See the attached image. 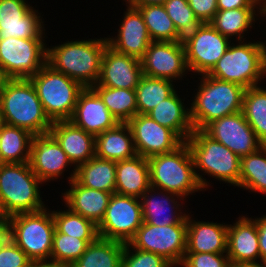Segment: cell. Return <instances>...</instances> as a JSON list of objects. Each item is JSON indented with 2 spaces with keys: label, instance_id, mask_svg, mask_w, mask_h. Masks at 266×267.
I'll return each mask as SVG.
<instances>
[{
  "label": "cell",
  "instance_id": "obj_18",
  "mask_svg": "<svg viewBox=\"0 0 266 267\" xmlns=\"http://www.w3.org/2000/svg\"><path fill=\"white\" fill-rule=\"evenodd\" d=\"M70 164L67 154L50 133L32 136L29 165L42 182L57 179Z\"/></svg>",
  "mask_w": 266,
  "mask_h": 267
},
{
  "label": "cell",
  "instance_id": "obj_51",
  "mask_svg": "<svg viewBox=\"0 0 266 267\" xmlns=\"http://www.w3.org/2000/svg\"><path fill=\"white\" fill-rule=\"evenodd\" d=\"M8 237V226L7 223L0 224V245Z\"/></svg>",
  "mask_w": 266,
  "mask_h": 267
},
{
  "label": "cell",
  "instance_id": "obj_40",
  "mask_svg": "<svg viewBox=\"0 0 266 267\" xmlns=\"http://www.w3.org/2000/svg\"><path fill=\"white\" fill-rule=\"evenodd\" d=\"M95 240H83L59 233L56 229L53 234L51 258L63 267L73 265L86 251L87 246Z\"/></svg>",
  "mask_w": 266,
  "mask_h": 267
},
{
  "label": "cell",
  "instance_id": "obj_27",
  "mask_svg": "<svg viewBox=\"0 0 266 267\" xmlns=\"http://www.w3.org/2000/svg\"><path fill=\"white\" fill-rule=\"evenodd\" d=\"M150 187L148 158L136 155L116 162V194L140 198Z\"/></svg>",
  "mask_w": 266,
  "mask_h": 267
},
{
  "label": "cell",
  "instance_id": "obj_14",
  "mask_svg": "<svg viewBox=\"0 0 266 267\" xmlns=\"http://www.w3.org/2000/svg\"><path fill=\"white\" fill-rule=\"evenodd\" d=\"M137 155L149 158L175 151L184 141L171 129L148 114H136L128 123Z\"/></svg>",
  "mask_w": 266,
  "mask_h": 267
},
{
  "label": "cell",
  "instance_id": "obj_37",
  "mask_svg": "<svg viewBox=\"0 0 266 267\" xmlns=\"http://www.w3.org/2000/svg\"><path fill=\"white\" fill-rule=\"evenodd\" d=\"M238 187L266 194V145L241 157Z\"/></svg>",
  "mask_w": 266,
  "mask_h": 267
},
{
  "label": "cell",
  "instance_id": "obj_36",
  "mask_svg": "<svg viewBox=\"0 0 266 267\" xmlns=\"http://www.w3.org/2000/svg\"><path fill=\"white\" fill-rule=\"evenodd\" d=\"M255 8H235L230 10H218L209 22L218 32L227 38L238 36L242 41L244 32L252 27L255 21ZM242 35V36H241Z\"/></svg>",
  "mask_w": 266,
  "mask_h": 267
},
{
  "label": "cell",
  "instance_id": "obj_9",
  "mask_svg": "<svg viewBox=\"0 0 266 267\" xmlns=\"http://www.w3.org/2000/svg\"><path fill=\"white\" fill-rule=\"evenodd\" d=\"M185 142L190 149L195 169L205 171L204 173L225 183L239 185L241 158L238 155L204 130H194Z\"/></svg>",
  "mask_w": 266,
  "mask_h": 267
},
{
  "label": "cell",
  "instance_id": "obj_46",
  "mask_svg": "<svg viewBox=\"0 0 266 267\" xmlns=\"http://www.w3.org/2000/svg\"><path fill=\"white\" fill-rule=\"evenodd\" d=\"M256 0H217L218 10H230L235 8H259Z\"/></svg>",
  "mask_w": 266,
  "mask_h": 267
},
{
  "label": "cell",
  "instance_id": "obj_1",
  "mask_svg": "<svg viewBox=\"0 0 266 267\" xmlns=\"http://www.w3.org/2000/svg\"><path fill=\"white\" fill-rule=\"evenodd\" d=\"M150 186L187 197L192 192L205 189L209 183L194 168L190 149L184 142L175 151L148 158ZM208 183V184H207Z\"/></svg>",
  "mask_w": 266,
  "mask_h": 267
},
{
  "label": "cell",
  "instance_id": "obj_32",
  "mask_svg": "<svg viewBox=\"0 0 266 267\" xmlns=\"http://www.w3.org/2000/svg\"><path fill=\"white\" fill-rule=\"evenodd\" d=\"M32 136L25 129L4 124L0 130L1 164L29 162Z\"/></svg>",
  "mask_w": 266,
  "mask_h": 267
},
{
  "label": "cell",
  "instance_id": "obj_11",
  "mask_svg": "<svg viewBox=\"0 0 266 267\" xmlns=\"http://www.w3.org/2000/svg\"><path fill=\"white\" fill-rule=\"evenodd\" d=\"M187 224L155 226L143 222L129 244L156 253L173 266H180L186 253Z\"/></svg>",
  "mask_w": 266,
  "mask_h": 267
},
{
  "label": "cell",
  "instance_id": "obj_42",
  "mask_svg": "<svg viewBox=\"0 0 266 267\" xmlns=\"http://www.w3.org/2000/svg\"><path fill=\"white\" fill-rule=\"evenodd\" d=\"M129 247L133 248L134 253L129 250ZM121 267H173V265L156 253L136 249L126 243L122 253Z\"/></svg>",
  "mask_w": 266,
  "mask_h": 267
},
{
  "label": "cell",
  "instance_id": "obj_48",
  "mask_svg": "<svg viewBox=\"0 0 266 267\" xmlns=\"http://www.w3.org/2000/svg\"><path fill=\"white\" fill-rule=\"evenodd\" d=\"M26 267H63L53 260H31Z\"/></svg>",
  "mask_w": 266,
  "mask_h": 267
},
{
  "label": "cell",
  "instance_id": "obj_13",
  "mask_svg": "<svg viewBox=\"0 0 266 267\" xmlns=\"http://www.w3.org/2000/svg\"><path fill=\"white\" fill-rule=\"evenodd\" d=\"M139 198L113 193L103 220L97 226L98 236L129 243L143 223Z\"/></svg>",
  "mask_w": 266,
  "mask_h": 267
},
{
  "label": "cell",
  "instance_id": "obj_47",
  "mask_svg": "<svg viewBox=\"0 0 266 267\" xmlns=\"http://www.w3.org/2000/svg\"><path fill=\"white\" fill-rule=\"evenodd\" d=\"M257 224L259 249H260V263L266 264V215L263 217L255 218Z\"/></svg>",
  "mask_w": 266,
  "mask_h": 267
},
{
  "label": "cell",
  "instance_id": "obj_8",
  "mask_svg": "<svg viewBox=\"0 0 266 267\" xmlns=\"http://www.w3.org/2000/svg\"><path fill=\"white\" fill-rule=\"evenodd\" d=\"M7 226L9 238L31 260H50L55 222L47 208L10 216Z\"/></svg>",
  "mask_w": 266,
  "mask_h": 267
},
{
  "label": "cell",
  "instance_id": "obj_21",
  "mask_svg": "<svg viewBox=\"0 0 266 267\" xmlns=\"http://www.w3.org/2000/svg\"><path fill=\"white\" fill-rule=\"evenodd\" d=\"M107 41L108 46L118 53L133 56L139 60L143 57L152 40L138 8L128 5L117 37L107 38Z\"/></svg>",
  "mask_w": 266,
  "mask_h": 267
},
{
  "label": "cell",
  "instance_id": "obj_44",
  "mask_svg": "<svg viewBox=\"0 0 266 267\" xmlns=\"http://www.w3.org/2000/svg\"><path fill=\"white\" fill-rule=\"evenodd\" d=\"M30 261L9 236L0 245V267H26Z\"/></svg>",
  "mask_w": 266,
  "mask_h": 267
},
{
  "label": "cell",
  "instance_id": "obj_24",
  "mask_svg": "<svg viewBox=\"0 0 266 267\" xmlns=\"http://www.w3.org/2000/svg\"><path fill=\"white\" fill-rule=\"evenodd\" d=\"M70 185L71 188L63 195L67 207L98 226L104 218L113 193L84 187L75 179L70 181Z\"/></svg>",
  "mask_w": 266,
  "mask_h": 267
},
{
  "label": "cell",
  "instance_id": "obj_52",
  "mask_svg": "<svg viewBox=\"0 0 266 267\" xmlns=\"http://www.w3.org/2000/svg\"><path fill=\"white\" fill-rule=\"evenodd\" d=\"M230 267H266V264L264 263H255V264H249V263H231Z\"/></svg>",
  "mask_w": 266,
  "mask_h": 267
},
{
  "label": "cell",
  "instance_id": "obj_45",
  "mask_svg": "<svg viewBox=\"0 0 266 267\" xmlns=\"http://www.w3.org/2000/svg\"><path fill=\"white\" fill-rule=\"evenodd\" d=\"M188 4L200 23H209L218 11L217 0H188Z\"/></svg>",
  "mask_w": 266,
  "mask_h": 267
},
{
  "label": "cell",
  "instance_id": "obj_41",
  "mask_svg": "<svg viewBox=\"0 0 266 267\" xmlns=\"http://www.w3.org/2000/svg\"><path fill=\"white\" fill-rule=\"evenodd\" d=\"M163 5L182 38L193 32L200 24L188 0H167Z\"/></svg>",
  "mask_w": 266,
  "mask_h": 267
},
{
  "label": "cell",
  "instance_id": "obj_26",
  "mask_svg": "<svg viewBox=\"0 0 266 267\" xmlns=\"http://www.w3.org/2000/svg\"><path fill=\"white\" fill-rule=\"evenodd\" d=\"M154 190L156 191V189L153 187L148 188L139 198L141 202L143 222L155 226H167L170 224H187L186 213L183 214L182 212H180V208H178V206H180L181 204H179V202L177 204V201H175L176 199H173L175 196L177 198H179L180 196L172 192L164 191L165 193L161 196V198H158L159 196L158 194L156 196ZM149 193L151 194L149 195ZM172 209H176L177 211H179V213L176 210L173 212ZM167 210L169 211L166 212Z\"/></svg>",
  "mask_w": 266,
  "mask_h": 267
},
{
  "label": "cell",
  "instance_id": "obj_38",
  "mask_svg": "<svg viewBox=\"0 0 266 267\" xmlns=\"http://www.w3.org/2000/svg\"><path fill=\"white\" fill-rule=\"evenodd\" d=\"M242 112L256 137L266 145V90L265 87L247 88L243 96Z\"/></svg>",
  "mask_w": 266,
  "mask_h": 267
},
{
  "label": "cell",
  "instance_id": "obj_39",
  "mask_svg": "<svg viewBox=\"0 0 266 267\" xmlns=\"http://www.w3.org/2000/svg\"><path fill=\"white\" fill-rule=\"evenodd\" d=\"M55 229L72 237L83 240H96L98 236L97 226L82 215L66 211H53Z\"/></svg>",
  "mask_w": 266,
  "mask_h": 267
},
{
  "label": "cell",
  "instance_id": "obj_20",
  "mask_svg": "<svg viewBox=\"0 0 266 267\" xmlns=\"http://www.w3.org/2000/svg\"><path fill=\"white\" fill-rule=\"evenodd\" d=\"M70 121L94 136L118 124L100 96L91 87L84 88L79 93Z\"/></svg>",
  "mask_w": 266,
  "mask_h": 267
},
{
  "label": "cell",
  "instance_id": "obj_34",
  "mask_svg": "<svg viewBox=\"0 0 266 267\" xmlns=\"http://www.w3.org/2000/svg\"><path fill=\"white\" fill-rule=\"evenodd\" d=\"M141 12L152 41H182L163 4L137 7Z\"/></svg>",
  "mask_w": 266,
  "mask_h": 267
},
{
  "label": "cell",
  "instance_id": "obj_4",
  "mask_svg": "<svg viewBox=\"0 0 266 267\" xmlns=\"http://www.w3.org/2000/svg\"><path fill=\"white\" fill-rule=\"evenodd\" d=\"M198 87L190 107V117L194 130H204L210 123L224 116L242 111L243 86L216 79L208 74Z\"/></svg>",
  "mask_w": 266,
  "mask_h": 267
},
{
  "label": "cell",
  "instance_id": "obj_15",
  "mask_svg": "<svg viewBox=\"0 0 266 267\" xmlns=\"http://www.w3.org/2000/svg\"><path fill=\"white\" fill-rule=\"evenodd\" d=\"M140 62L143 75L151 78L173 81L189 71L182 41H152Z\"/></svg>",
  "mask_w": 266,
  "mask_h": 267
},
{
  "label": "cell",
  "instance_id": "obj_22",
  "mask_svg": "<svg viewBox=\"0 0 266 267\" xmlns=\"http://www.w3.org/2000/svg\"><path fill=\"white\" fill-rule=\"evenodd\" d=\"M226 254L230 263H258L257 259L261 258L259 238L252 218L242 216L234 225H228Z\"/></svg>",
  "mask_w": 266,
  "mask_h": 267
},
{
  "label": "cell",
  "instance_id": "obj_3",
  "mask_svg": "<svg viewBox=\"0 0 266 267\" xmlns=\"http://www.w3.org/2000/svg\"><path fill=\"white\" fill-rule=\"evenodd\" d=\"M4 123L29 131L49 133L53 122L46 115L30 79H10L0 92Z\"/></svg>",
  "mask_w": 266,
  "mask_h": 267
},
{
  "label": "cell",
  "instance_id": "obj_12",
  "mask_svg": "<svg viewBox=\"0 0 266 267\" xmlns=\"http://www.w3.org/2000/svg\"><path fill=\"white\" fill-rule=\"evenodd\" d=\"M228 40L210 23H200L182 38L189 71L208 74L228 49Z\"/></svg>",
  "mask_w": 266,
  "mask_h": 267
},
{
  "label": "cell",
  "instance_id": "obj_55",
  "mask_svg": "<svg viewBox=\"0 0 266 267\" xmlns=\"http://www.w3.org/2000/svg\"><path fill=\"white\" fill-rule=\"evenodd\" d=\"M4 124L5 123H4V119H3V113H2L1 105H0V130L3 127Z\"/></svg>",
  "mask_w": 266,
  "mask_h": 267
},
{
  "label": "cell",
  "instance_id": "obj_25",
  "mask_svg": "<svg viewBox=\"0 0 266 267\" xmlns=\"http://www.w3.org/2000/svg\"><path fill=\"white\" fill-rule=\"evenodd\" d=\"M190 219L187 214L186 253H227L228 225Z\"/></svg>",
  "mask_w": 266,
  "mask_h": 267
},
{
  "label": "cell",
  "instance_id": "obj_43",
  "mask_svg": "<svg viewBox=\"0 0 266 267\" xmlns=\"http://www.w3.org/2000/svg\"><path fill=\"white\" fill-rule=\"evenodd\" d=\"M228 255L223 253H185L183 267H230Z\"/></svg>",
  "mask_w": 266,
  "mask_h": 267
},
{
  "label": "cell",
  "instance_id": "obj_19",
  "mask_svg": "<svg viewBox=\"0 0 266 267\" xmlns=\"http://www.w3.org/2000/svg\"><path fill=\"white\" fill-rule=\"evenodd\" d=\"M142 76L138 58L118 53L107 46L102 57L100 76L95 85L135 90Z\"/></svg>",
  "mask_w": 266,
  "mask_h": 267
},
{
  "label": "cell",
  "instance_id": "obj_49",
  "mask_svg": "<svg viewBox=\"0 0 266 267\" xmlns=\"http://www.w3.org/2000/svg\"><path fill=\"white\" fill-rule=\"evenodd\" d=\"M167 0H127L129 6L138 7L151 4H164Z\"/></svg>",
  "mask_w": 266,
  "mask_h": 267
},
{
  "label": "cell",
  "instance_id": "obj_10",
  "mask_svg": "<svg viewBox=\"0 0 266 267\" xmlns=\"http://www.w3.org/2000/svg\"><path fill=\"white\" fill-rule=\"evenodd\" d=\"M43 38L0 39V65L11 79H29L47 63Z\"/></svg>",
  "mask_w": 266,
  "mask_h": 267
},
{
  "label": "cell",
  "instance_id": "obj_6",
  "mask_svg": "<svg viewBox=\"0 0 266 267\" xmlns=\"http://www.w3.org/2000/svg\"><path fill=\"white\" fill-rule=\"evenodd\" d=\"M265 44L258 41L229 45L208 75L239 84L246 89L257 86L264 75L266 76Z\"/></svg>",
  "mask_w": 266,
  "mask_h": 267
},
{
  "label": "cell",
  "instance_id": "obj_17",
  "mask_svg": "<svg viewBox=\"0 0 266 267\" xmlns=\"http://www.w3.org/2000/svg\"><path fill=\"white\" fill-rule=\"evenodd\" d=\"M37 13L25 0H0V39L43 38L44 24Z\"/></svg>",
  "mask_w": 266,
  "mask_h": 267
},
{
  "label": "cell",
  "instance_id": "obj_28",
  "mask_svg": "<svg viewBox=\"0 0 266 267\" xmlns=\"http://www.w3.org/2000/svg\"><path fill=\"white\" fill-rule=\"evenodd\" d=\"M136 155L132 132L127 123H118L114 128L95 136V156L99 158L118 162Z\"/></svg>",
  "mask_w": 266,
  "mask_h": 267
},
{
  "label": "cell",
  "instance_id": "obj_29",
  "mask_svg": "<svg viewBox=\"0 0 266 267\" xmlns=\"http://www.w3.org/2000/svg\"><path fill=\"white\" fill-rule=\"evenodd\" d=\"M69 182L75 179L80 185L99 191L115 193L116 162L94 156L74 168Z\"/></svg>",
  "mask_w": 266,
  "mask_h": 267
},
{
  "label": "cell",
  "instance_id": "obj_53",
  "mask_svg": "<svg viewBox=\"0 0 266 267\" xmlns=\"http://www.w3.org/2000/svg\"><path fill=\"white\" fill-rule=\"evenodd\" d=\"M7 221L8 217L6 216L5 209L0 198V224L7 223Z\"/></svg>",
  "mask_w": 266,
  "mask_h": 267
},
{
  "label": "cell",
  "instance_id": "obj_16",
  "mask_svg": "<svg viewBox=\"0 0 266 267\" xmlns=\"http://www.w3.org/2000/svg\"><path fill=\"white\" fill-rule=\"evenodd\" d=\"M204 131L240 158L263 146L242 111L213 121Z\"/></svg>",
  "mask_w": 266,
  "mask_h": 267
},
{
  "label": "cell",
  "instance_id": "obj_2",
  "mask_svg": "<svg viewBox=\"0 0 266 267\" xmlns=\"http://www.w3.org/2000/svg\"><path fill=\"white\" fill-rule=\"evenodd\" d=\"M107 38L68 41L47 48V63L55 70L78 81L84 88L98 82Z\"/></svg>",
  "mask_w": 266,
  "mask_h": 267
},
{
  "label": "cell",
  "instance_id": "obj_31",
  "mask_svg": "<svg viewBox=\"0 0 266 267\" xmlns=\"http://www.w3.org/2000/svg\"><path fill=\"white\" fill-rule=\"evenodd\" d=\"M125 243L98 237L70 267H121Z\"/></svg>",
  "mask_w": 266,
  "mask_h": 267
},
{
  "label": "cell",
  "instance_id": "obj_5",
  "mask_svg": "<svg viewBox=\"0 0 266 267\" xmlns=\"http://www.w3.org/2000/svg\"><path fill=\"white\" fill-rule=\"evenodd\" d=\"M43 184L29 162L0 164V198L6 216L44 209L39 192Z\"/></svg>",
  "mask_w": 266,
  "mask_h": 267
},
{
  "label": "cell",
  "instance_id": "obj_35",
  "mask_svg": "<svg viewBox=\"0 0 266 267\" xmlns=\"http://www.w3.org/2000/svg\"><path fill=\"white\" fill-rule=\"evenodd\" d=\"M173 81L143 75L135 88L137 114H148L174 92Z\"/></svg>",
  "mask_w": 266,
  "mask_h": 267
},
{
  "label": "cell",
  "instance_id": "obj_7",
  "mask_svg": "<svg viewBox=\"0 0 266 267\" xmlns=\"http://www.w3.org/2000/svg\"><path fill=\"white\" fill-rule=\"evenodd\" d=\"M29 79L52 122L71 119L78 95L84 89L78 81L55 70L48 63Z\"/></svg>",
  "mask_w": 266,
  "mask_h": 267
},
{
  "label": "cell",
  "instance_id": "obj_54",
  "mask_svg": "<svg viewBox=\"0 0 266 267\" xmlns=\"http://www.w3.org/2000/svg\"><path fill=\"white\" fill-rule=\"evenodd\" d=\"M261 3L263 4V5H261ZM258 6H260V8H259V14H261V17L264 15H266V0H260L259 2H258ZM263 14V15H262ZM266 17V16H265Z\"/></svg>",
  "mask_w": 266,
  "mask_h": 267
},
{
  "label": "cell",
  "instance_id": "obj_50",
  "mask_svg": "<svg viewBox=\"0 0 266 267\" xmlns=\"http://www.w3.org/2000/svg\"><path fill=\"white\" fill-rule=\"evenodd\" d=\"M11 78L6 74L4 68L0 65V92L6 86Z\"/></svg>",
  "mask_w": 266,
  "mask_h": 267
},
{
  "label": "cell",
  "instance_id": "obj_30",
  "mask_svg": "<svg viewBox=\"0 0 266 267\" xmlns=\"http://www.w3.org/2000/svg\"><path fill=\"white\" fill-rule=\"evenodd\" d=\"M148 115L160 125L173 130L184 142L194 131L190 109H185L176 91L157 104Z\"/></svg>",
  "mask_w": 266,
  "mask_h": 267
},
{
  "label": "cell",
  "instance_id": "obj_33",
  "mask_svg": "<svg viewBox=\"0 0 266 267\" xmlns=\"http://www.w3.org/2000/svg\"><path fill=\"white\" fill-rule=\"evenodd\" d=\"M91 88L100 96L118 123H128L137 114L135 90L101 85H93Z\"/></svg>",
  "mask_w": 266,
  "mask_h": 267
},
{
  "label": "cell",
  "instance_id": "obj_23",
  "mask_svg": "<svg viewBox=\"0 0 266 267\" xmlns=\"http://www.w3.org/2000/svg\"><path fill=\"white\" fill-rule=\"evenodd\" d=\"M49 133L76 167L95 156V136L75 126L70 120L53 122Z\"/></svg>",
  "mask_w": 266,
  "mask_h": 267
}]
</instances>
